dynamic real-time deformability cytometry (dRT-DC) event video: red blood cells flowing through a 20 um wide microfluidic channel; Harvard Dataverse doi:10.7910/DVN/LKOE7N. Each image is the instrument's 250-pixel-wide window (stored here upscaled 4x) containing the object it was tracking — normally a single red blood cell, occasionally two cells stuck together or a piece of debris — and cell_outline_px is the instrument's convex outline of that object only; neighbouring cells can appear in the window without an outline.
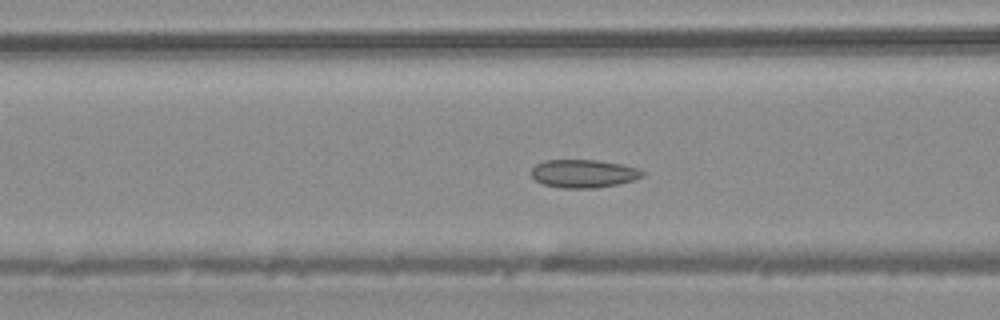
{"species": "common noctule bat (a hibernating species)", "species_latin": "Nyctalus noctula", "temperature_condition": "warm", "stored_images_in_passage": 40, "camera_frame_rate_fps": 3000, "um_per_image_px": 0.085, "animal": {"sex": "male", "body_mass_g": 20.4}, "frame": {"image": 1, "passage_image": 18, "time_ms": 5.667, "image_size_px": [1000, 320], "cell_outline_px": [[644, 176], [620, 184], [596, 188], [560, 188], [544, 184], [536, 180], [532, 176], [532, 168], [536, 164], [544, 160], [596, 160], [620, 164], [640, 168], [644, 172]], "centroid_in_image_um": [49.62, 14.76], "position_along_channel_um": 117.0, "area_um2": 18.26}, "authors_computed_cell_mechanics": {"area_um2": 18.7561, "velocity_mm_per_s": 4.2125, "shape_relaxation_time_tau1_ms": null, "shape_relaxation_time_tau2_ms": 1.7841, "deformation_change_tau1": null, "deformation_change_tau2": 0.0753}}